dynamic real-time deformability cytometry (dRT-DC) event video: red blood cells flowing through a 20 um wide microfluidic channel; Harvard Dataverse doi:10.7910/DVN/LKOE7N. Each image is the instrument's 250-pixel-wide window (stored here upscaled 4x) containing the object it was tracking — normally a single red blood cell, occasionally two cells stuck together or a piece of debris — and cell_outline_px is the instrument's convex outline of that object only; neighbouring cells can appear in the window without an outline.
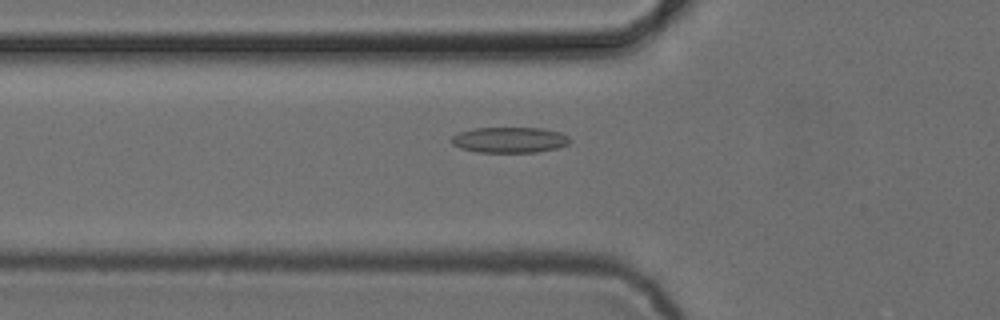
{"species": "common noctule bat (a hibernating species)", "species_latin": "Nyctalus noctula", "temperature_condition": "cold", "stored_images_in_passage": 41, "camera_frame_rate_fps": 3000, "um_per_image_px": 0.085, "animal": {"sex": "female", "body_mass_g": 24.6, "forearm_length_mm": 56.2}, "frame": {"image": 1, "passage_image": 7, "time_ms": 2.0, "image_size_px": [1000, 320], "cell_outline_px": [[572, 140], [568, 144], [556, 148], [536, 152], [476, 152], [460, 148], [452, 144], [448, 140], [452, 136], [460, 132], [472, 128], [544, 128], [560, 132], [568, 136]], "centroid_in_image_um": [43.29, 11.89], "position_along_channel_um": 82.5, "area_um2": 17.86}}
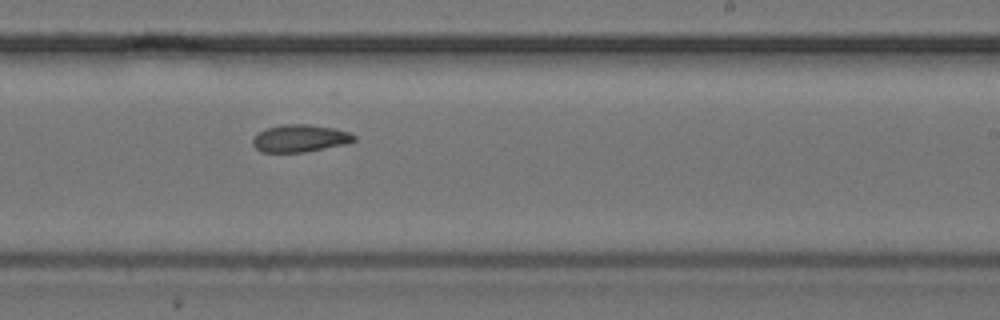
{"frame": {"image": 2, "passage_image": 21, "time_ms": 6.667, "image_size_px": [1000, 320], "cell_outline_px": [[356, 140], [344, 144], [304, 152], [260, 152], [252, 144], [252, 140], [264, 128], [284, 124], [308, 124], [336, 128], [348, 132], [356, 136]], "centroid_in_image_um": [25.49, 11.75], "position_along_channel_um": 263.5, "area_um2": 16.13}}
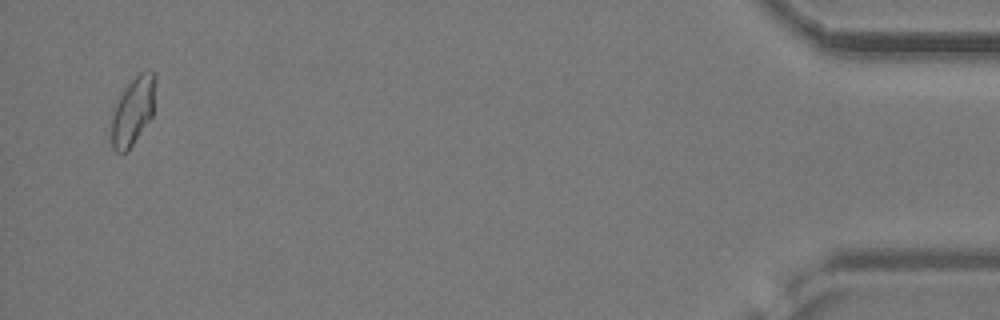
{"frame": {"image": 3, "passage_image": 40, "time_ms": 13.0, "image_size_px": [1000, 320], "cell_outline_px": [[156, 80], [152, 116], [132, 144], [124, 152], [116, 152], [112, 148], [112, 116], [116, 104], [124, 88], [140, 72], [148, 68], [156, 72]], "centroid_in_image_um": [11.33, 9.35], "position_along_channel_um": 423.9, "area_um2": 17.22}, "authors_computed_cell_mechanics": {"area_um2": 16.473, "velocity_mm_per_s": 3.8696, "shape_relaxation_time_tau1_ms": null, "shape_relaxation_time_tau2_ms": 3.9951, "deformation_change_tau1": null, "deformation_change_tau2": 0.0908}}